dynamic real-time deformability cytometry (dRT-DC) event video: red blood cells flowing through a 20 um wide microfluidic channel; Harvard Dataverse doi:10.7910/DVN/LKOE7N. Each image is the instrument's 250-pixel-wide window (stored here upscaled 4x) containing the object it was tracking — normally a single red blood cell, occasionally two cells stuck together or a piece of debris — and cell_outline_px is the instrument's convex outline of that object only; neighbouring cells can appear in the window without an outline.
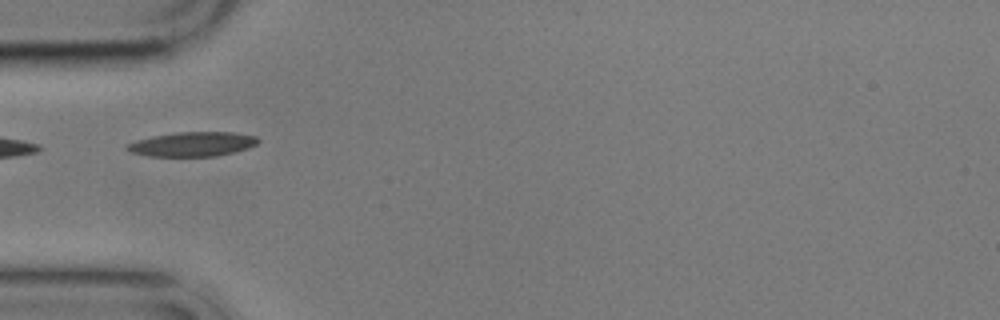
{"species": "common noctule bat (a hibernating species)", "species_latin": "Nyctalus noctula", "temperature_condition": "cold", "stored_images_in_passage": 9, "camera_frame_rate_fps": 3000, "um_per_image_px": 0.085, "animal": {"sex": "male", "body_mass_g": 17.9}, "frame": {"image": 1, "passage_image": 4, "time_ms": 3.333, "image_size_px": [1000, 320], "cell_outline_px": [[260, 140], [256, 144], [248, 148], [216, 156], [148, 156], [132, 152], [124, 148], [124, 144], [136, 140], [152, 136], [176, 132], [232, 132], [256, 136]], "centroid_in_image_um": [16.32, 12.24], "position_along_channel_um": 68.7, "area_um2": 18.67}}
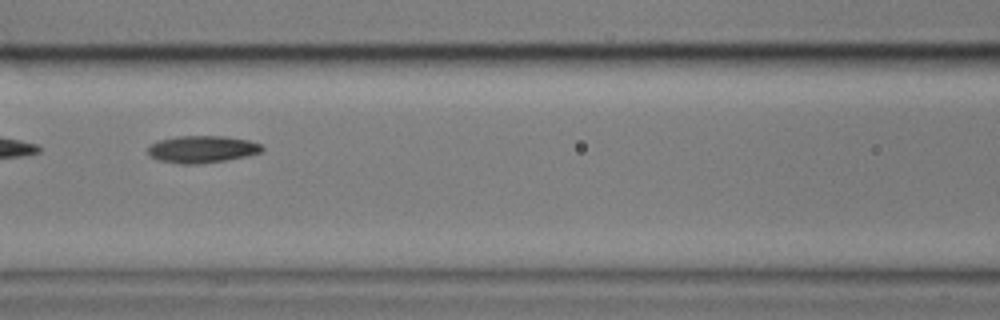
{"frame": {"image": 2, "passage_image": 6, "time_ms": 5.667, "image_size_px": [1000, 320], "cell_outline_px": [[264, 148], [260, 152], [248, 156], [200, 164], [180, 164], [156, 160], [148, 152], [148, 148], [152, 144], [160, 140], [176, 136], [224, 136], [248, 140], [260, 144]], "centroid_in_image_um": [17.17, 12.69], "position_along_channel_um": 149.4, "area_um2": 17.98}}